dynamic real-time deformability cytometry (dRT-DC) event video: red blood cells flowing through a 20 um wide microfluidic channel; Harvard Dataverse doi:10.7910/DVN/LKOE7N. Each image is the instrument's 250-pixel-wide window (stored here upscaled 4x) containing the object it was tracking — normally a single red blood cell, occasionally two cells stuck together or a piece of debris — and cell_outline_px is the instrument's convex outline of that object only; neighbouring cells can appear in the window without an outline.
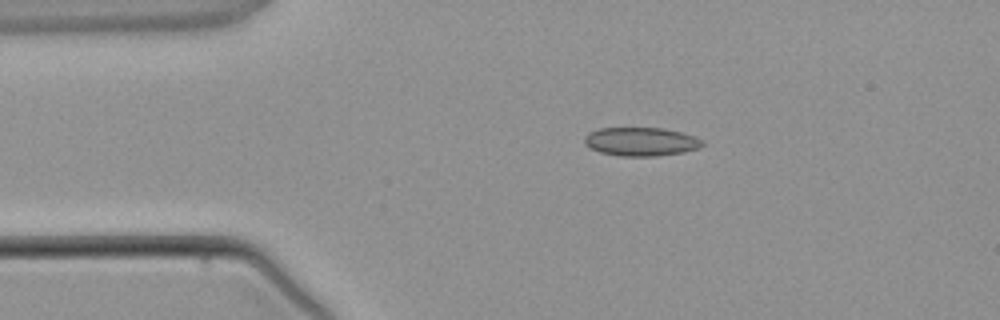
{"species": "common noctule bat (a hibernating species)", "species_latin": "Nyctalus noctula", "temperature_condition": "warm", "stored_images_in_passage": 2, "camera_frame_rate_fps": 3000, "um_per_image_px": 0.085, "animal": {"sex": "male", "body_mass_g": 21.5, "forearm_length_mm": 52.0}, "frame": {"image": 1, "passage_image": 1, "time_ms": 0.0, "image_size_px": [1000, 320], "cell_outline_px": [[704, 144], [696, 148], [684, 152], [656, 156], [620, 156], [600, 152], [584, 144], [584, 136], [588, 132], [600, 128], [664, 128], [696, 136], [704, 140]], "centroid_in_image_um": [54.48, 12.03], "position_along_channel_um": 30.5, "area_um2": 19.71}}